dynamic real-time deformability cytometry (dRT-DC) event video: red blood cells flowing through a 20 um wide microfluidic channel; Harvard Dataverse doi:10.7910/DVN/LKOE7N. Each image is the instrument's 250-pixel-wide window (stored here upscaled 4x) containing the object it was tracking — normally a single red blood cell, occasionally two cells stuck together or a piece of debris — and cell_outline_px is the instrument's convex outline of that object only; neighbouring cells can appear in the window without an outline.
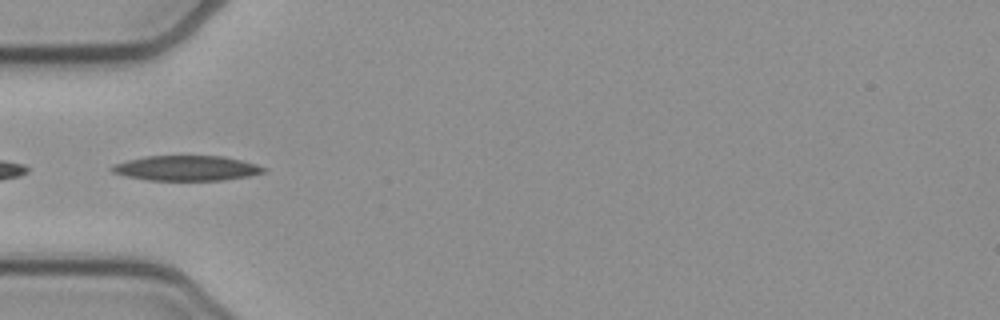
{"species": "common noctule bat (a hibernating species)", "species_latin": "Nyctalus noctula", "temperature_condition": "cold", "stored_images_in_passage": 26, "camera_frame_rate_fps": 3000, "um_per_image_px": 0.085, "animal": {"sex": "female", "body_mass_g": 21.9}, "frame": {"image": 1, "passage_image": 16, "time_ms": 5.0, "image_size_px": [1000, 320], "cell_outline_px": [[268, 172], [248, 176], [224, 180], [148, 180], [128, 176], [112, 172], [108, 168], [112, 164], [144, 156], [224, 156], [256, 164], [268, 168]], "centroid_in_image_um": [15.87, 14.29], "position_along_channel_um": 69.1, "area_um2": 22.25}}
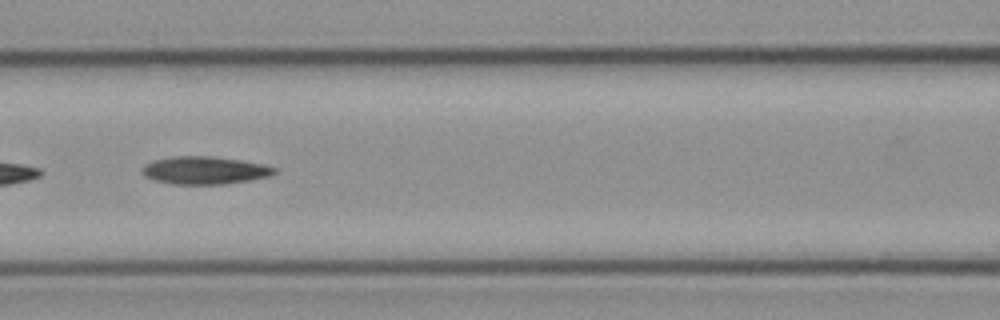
{"frame": {"image": 2, "passage_image": 22, "time_ms": 7.0, "image_size_px": [1000, 320], "cell_outline_px": [[276, 172], [268, 176], [248, 180], [224, 184], [172, 184], [156, 180], [144, 176], [140, 172], [140, 168], [144, 164], [156, 160], [172, 156], [212, 156], [240, 160], [264, 164], [276, 168]], "centroid_in_image_um": [17.35, 14.47], "position_along_channel_um": 149.2, "area_um2": 21.33}}